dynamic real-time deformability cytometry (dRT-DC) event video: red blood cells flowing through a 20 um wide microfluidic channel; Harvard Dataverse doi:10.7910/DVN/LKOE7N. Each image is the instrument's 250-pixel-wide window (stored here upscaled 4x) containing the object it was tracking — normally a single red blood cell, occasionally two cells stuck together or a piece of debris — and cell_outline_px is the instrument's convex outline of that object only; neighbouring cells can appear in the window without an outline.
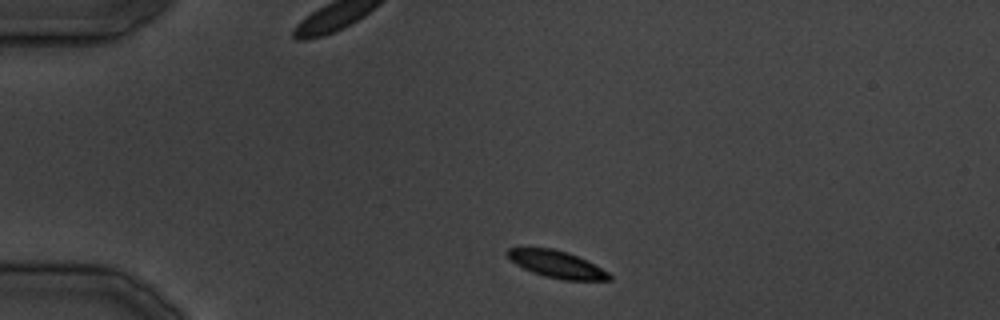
{"species": "common noctule bat (a hibernating species)", "species_latin": "Nyctalus noctula", "temperature_condition": "cold", "stored_images_in_passage": 7, "camera_frame_rate_fps": 3000, "um_per_image_px": 0.085, "animal": {"sex": "male", "body_mass_g": 19.5, "forearm_length_mm": 54.6}, "frame": {"image": 1, "passage_image": 2, "time_ms": 1.333, "image_size_px": [1000, 320], "cell_outline_px": [[612, 280], [560, 280], [544, 276], [532, 272], [516, 264], [504, 252], [508, 248], [552, 248], [568, 252], [608, 272], [612, 276]], "centroid_in_image_um": [47.3, 22.47], "position_along_channel_um": 37.7, "area_um2": 15.84}}